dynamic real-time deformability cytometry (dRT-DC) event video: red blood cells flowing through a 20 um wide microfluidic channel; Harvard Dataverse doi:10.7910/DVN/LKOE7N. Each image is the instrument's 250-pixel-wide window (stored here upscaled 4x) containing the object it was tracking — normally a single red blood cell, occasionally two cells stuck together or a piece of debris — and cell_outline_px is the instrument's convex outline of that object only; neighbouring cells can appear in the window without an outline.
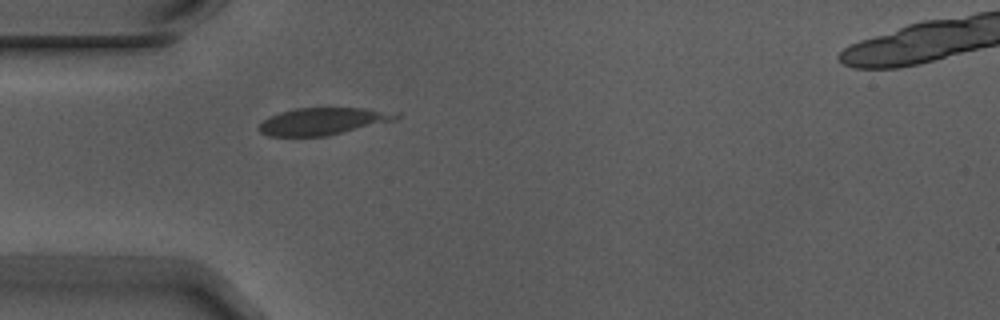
{"species": "Egyptian fruit bat (a non-hibernating species)", "species_latin": "Rousettus aegyptiacus", "temperature_condition": "warm", "stored_images_in_passage": 1, "camera_frame_rate_fps": 3000, "um_per_image_px": 0.085, "animal": {"sex": "male"}, "frame": {"image": 1, "passage_image": 1, "time_ms": 0.0, "image_size_px": [1000, 320], "cell_outline_px": [[400, 116], [396, 120], [344, 132], [324, 136], [268, 136], [260, 132], [256, 128], [268, 116], [280, 112], [296, 108], [364, 108], [400, 112]], "centroid_in_image_um": [27.46, 10.3], "position_along_channel_um": 57.5, "area_um2": 21.79}}